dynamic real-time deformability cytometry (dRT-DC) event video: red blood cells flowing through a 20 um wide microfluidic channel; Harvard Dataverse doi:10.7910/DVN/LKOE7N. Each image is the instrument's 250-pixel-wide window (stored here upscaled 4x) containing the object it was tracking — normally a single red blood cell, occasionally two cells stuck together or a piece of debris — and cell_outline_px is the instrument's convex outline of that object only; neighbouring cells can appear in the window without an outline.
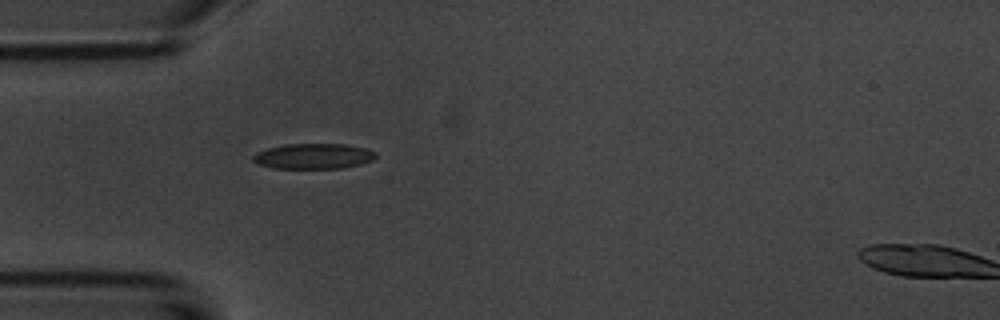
{"species": "common noctule bat (a hibernating species)", "species_latin": "Nyctalus noctula", "temperature_condition": "room temperature", "stored_images_in_passage": 39, "camera_frame_rate_fps": 3000, "um_per_image_px": 0.085, "animal": {"sex": "male", "body_mass_g": 20.1, "forearm_length_mm": 53.5}, "frame": {"image": 1, "passage_image": 1, "time_ms": 0.0, "image_size_px": [1000, 320], "cell_outline_px": [[376, 156], [372, 160], [360, 164], [344, 168], [272, 168], [256, 164], [252, 160], [252, 156], [256, 152], [268, 148], [284, 144], [344, 144], [364, 148], [376, 152]], "centroid_in_image_um": [26.6, 13.28], "position_along_channel_um": 58.4, "area_um2": 18.21}}
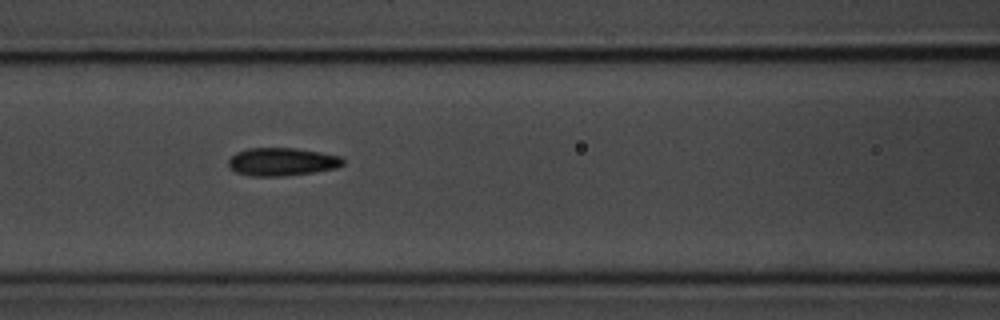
{"frame": {"image": 2, "passage_image": 8, "time_ms": 2.333, "image_size_px": [1000, 320], "cell_outline_px": [[344, 164], [336, 168], [312, 172], [284, 176], [252, 176], [236, 172], [228, 168], [228, 160], [236, 152], [248, 148], [296, 148], [320, 152], [340, 156], [344, 160]], "centroid_in_image_um": [23.94, 13.75], "position_along_channel_um": 142.7, "area_um2": 18.73}}
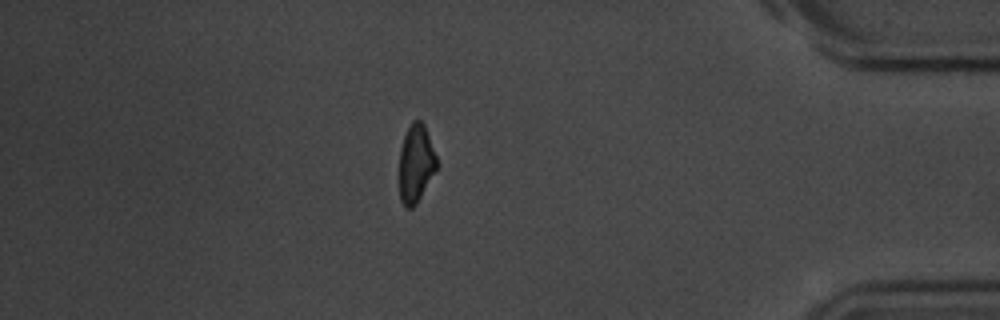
{"frame": {"image": 3, "passage_image": 32, "time_ms": 10.333, "image_size_px": [1000, 320], "cell_outline_px": [[440, 164], [416, 204], [412, 208], [404, 208], [400, 200], [400, 148], [404, 136], [412, 120], [420, 120], [424, 124]], "centroid_in_image_um": [35.37, 13.91], "position_along_channel_um": 399.8, "area_um2": 17.17}, "authors_computed_cell_mechanics": {"area_um2": 18.0336, "velocity_mm_per_s": 3.7029, "shape_relaxation_time_tau1_ms": 2.9748, "shape_relaxation_time_tau2_ms": 1.6753, "deformation_change_tau1": 0.1157, "deformation_change_tau2": 0.0788}}